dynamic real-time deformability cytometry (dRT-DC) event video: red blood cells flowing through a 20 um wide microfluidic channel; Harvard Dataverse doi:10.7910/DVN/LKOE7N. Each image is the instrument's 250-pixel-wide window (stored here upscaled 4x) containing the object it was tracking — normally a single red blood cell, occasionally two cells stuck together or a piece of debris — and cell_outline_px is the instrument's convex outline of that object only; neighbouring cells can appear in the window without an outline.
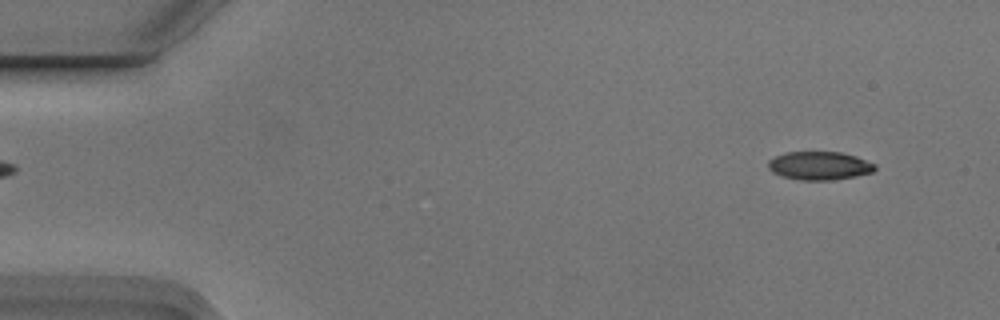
{"species": "Egyptian fruit bat (a non-hibernating species)", "species_latin": "Rousettus aegyptiacus", "temperature_condition": "cold", "stored_images_in_passage": 4, "camera_frame_rate_fps": 3000, "um_per_image_px": 0.085, "animal": {"sex": "male"}, "frame": {"image": 1, "passage_image": 1, "time_ms": 0.0, "image_size_px": [1000, 320], "cell_outline_px": [[876, 168], [872, 172], [856, 176], [832, 180], [800, 180], [784, 176], [772, 172], [768, 168], [768, 160], [784, 152], [840, 152], [856, 156], [876, 164]], "centroid_in_image_um": [69.65, 14.08], "position_along_channel_um": 15.3, "area_um2": 17.63}}
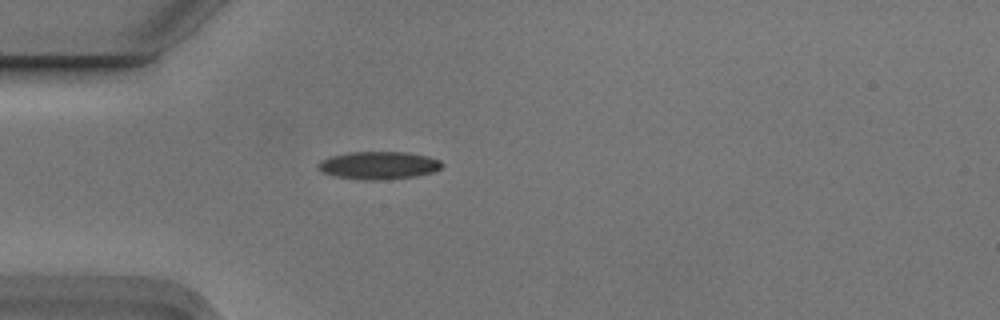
{"frame": {"image": 2, "passage_image": 4, "time_ms": 1.0, "image_size_px": [1000, 320], "cell_outline_px": [[444, 164], [440, 168], [432, 172], [416, 176], [376, 180], [364, 180], [336, 176], [320, 172], [316, 168], [316, 164], [320, 160], [332, 156], [352, 152], [408, 152], [428, 156], [440, 160]], "centroid_in_image_um": [32.16, 14.05], "position_along_channel_um": 52.8, "area_um2": 20.06}}